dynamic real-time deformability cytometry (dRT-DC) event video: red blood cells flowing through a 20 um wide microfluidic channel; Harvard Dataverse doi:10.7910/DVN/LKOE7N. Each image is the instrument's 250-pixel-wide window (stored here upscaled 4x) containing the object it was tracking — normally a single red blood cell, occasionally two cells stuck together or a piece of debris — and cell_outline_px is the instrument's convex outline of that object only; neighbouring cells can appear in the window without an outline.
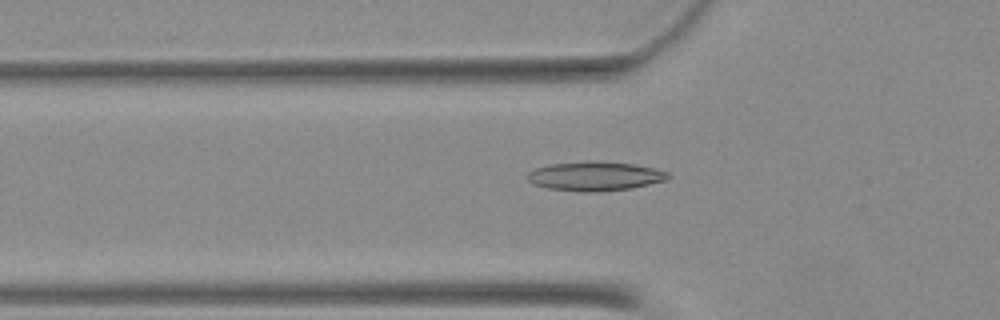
{"species": "Egyptian fruit bat (a non-hibernating species)", "species_latin": "Rousettus aegyptiacus", "temperature_condition": "warm", "stored_images_in_passage": 22, "camera_frame_rate_fps": 3000, "um_per_image_px": 0.085, "animal": {"sex": "female"}, "frame": {"image": 1, "passage_image": 15, "time_ms": 4.667, "image_size_px": [1000, 320], "cell_outline_px": [[668, 176], [664, 180], [648, 184], [628, 188], [596, 192], [580, 192], [548, 188], [532, 184], [524, 176], [528, 172], [536, 168], [548, 164], [588, 160], [596, 160], [632, 164], [652, 168], [668, 172]], "centroid_in_image_um": [50.46, 14.96], "position_along_channel_um": 75.3, "area_um2": 23.93}}
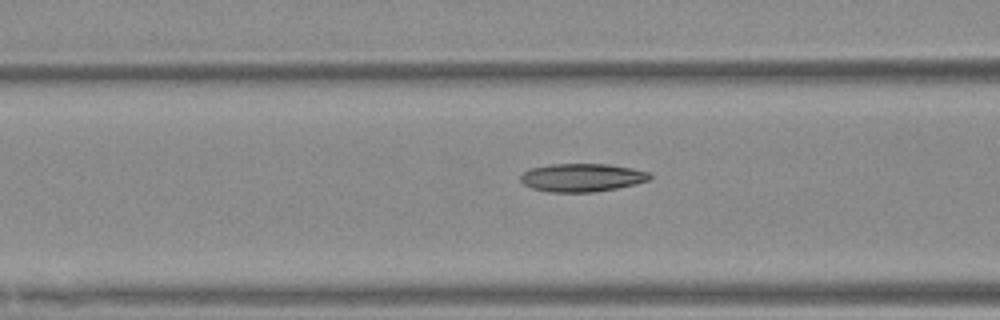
{"frame": {"image": 2, "passage_image": 18, "time_ms": 5.667, "image_size_px": [1000, 320], "cell_outline_px": [[652, 176], [648, 180], [616, 188], [592, 192], [548, 192], [532, 188], [524, 184], [520, 180], [520, 176], [524, 172], [532, 168], [548, 164], [608, 164], [632, 168], [648, 172]], "centroid_in_image_um": [49.43, 15.09], "position_along_channel_um": 117.2, "area_um2": 21.04}}